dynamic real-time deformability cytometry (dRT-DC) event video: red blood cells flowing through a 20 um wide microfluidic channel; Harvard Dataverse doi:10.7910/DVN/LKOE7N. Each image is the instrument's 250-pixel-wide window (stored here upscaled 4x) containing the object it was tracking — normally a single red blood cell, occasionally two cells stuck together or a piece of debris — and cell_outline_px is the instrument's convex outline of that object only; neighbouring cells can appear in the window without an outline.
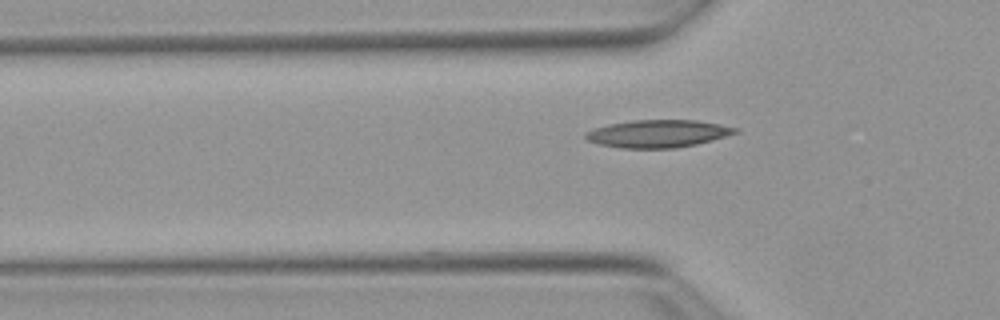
{"species": "Egyptian fruit bat (a non-hibernating species)", "species_latin": "Rousettus aegyptiacus", "temperature_condition": "warm", "stored_images_in_passage": 37, "camera_frame_rate_fps": 3000, "um_per_image_px": 0.085, "animal": {"sex": "female"}, "frame": {"image": 1, "passage_image": 3, "time_ms": 0.667, "image_size_px": [1000, 320], "cell_outline_px": [[740, 132], [712, 140], [696, 144], [676, 148], [620, 148], [600, 144], [588, 140], [584, 136], [584, 132], [592, 128], [608, 124], [632, 120], [696, 120], [720, 124], [740, 128]], "centroid_in_image_um": [55.93, 11.35], "position_along_channel_um": 69.9, "area_um2": 24.22}}
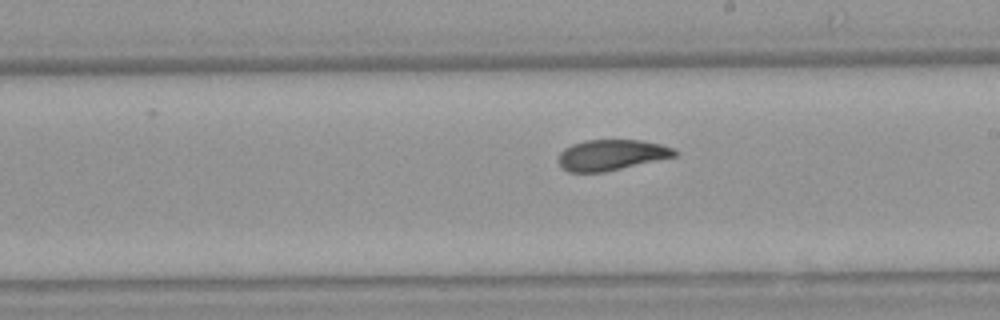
{"frame": {"image": 2, "passage_image": 16, "time_ms": 5.0, "image_size_px": [1000, 320], "cell_outline_px": [[680, 152], [676, 156], [604, 172], [568, 172], [556, 160], [560, 152], [564, 148], [572, 144], [584, 140], [640, 140], [660, 144], [672, 148]], "centroid_in_image_um": [51.95, 13.17], "position_along_channel_um": 237.1, "area_um2": 20.81}}
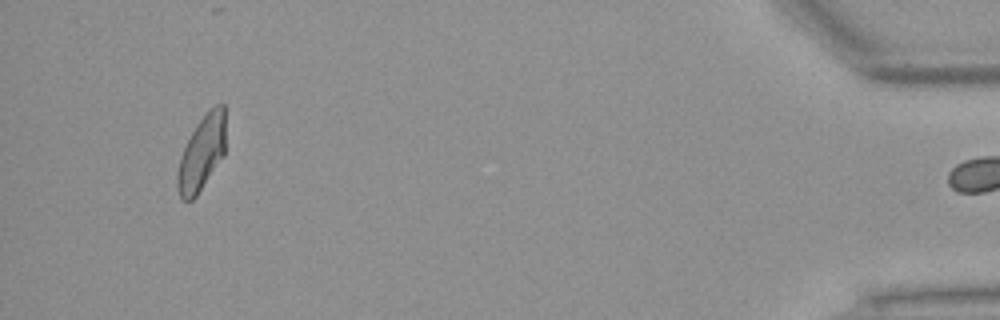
{"frame": {"image": 3, "passage_image": 36, "time_ms": 11.667, "image_size_px": [1000, 320], "cell_outline_px": [[224, 156], [196, 196], [192, 200], [180, 200], [176, 188], [176, 176], [180, 156], [196, 124], [216, 104], [224, 104]], "centroid_in_image_um": [17.11, 13.08], "position_along_channel_um": 418.1, "area_um2": 20.81}, "authors_computed_cell_mechanics": {"area_um2": 21.5016, "velocity_mm_per_s": 3.8477, "shape_relaxation_time_tau1_ms": null, "shape_relaxation_time_tau2_ms": 3.6692, "deformation_change_tau1": null, "deformation_change_tau2": 0.0273}}